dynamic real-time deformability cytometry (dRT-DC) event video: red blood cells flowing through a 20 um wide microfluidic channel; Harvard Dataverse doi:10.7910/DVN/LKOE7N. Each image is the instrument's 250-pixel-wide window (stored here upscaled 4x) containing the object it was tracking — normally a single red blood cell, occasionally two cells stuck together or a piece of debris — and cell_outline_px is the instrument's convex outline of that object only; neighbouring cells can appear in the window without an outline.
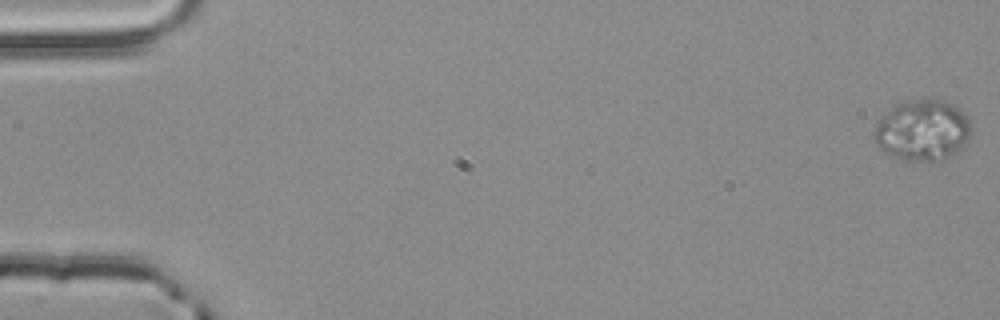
{"species": "common noctule bat (a hibernating species)", "species_latin": "Nyctalus noctula", "temperature_condition": "room temperature", "stored_images_in_passage": 56, "camera_frame_rate_fps": 3000, "um_per_image_px": 0.085, "animal": {"sex": "male", "body_mass_g": 20.4}, "frame": {"image": 1, "passage_image": 1, "time_ms": 0.0, "image_size_px": [1000, 320], "cell_outline_px": [[972, 132], [964, 144], [956, 152], [944, 160], [900, 160], [888, 156], [872, 140], [872, 132], [876, 124], [884, 112], [896, 104], [904, 100], [944, 100], [952, 104], [968, 116], [972, 128]], "centroid_in_image_um": [78.37, 11.08], "position_along_channel_um": 6.6, "area_um2": 34.91}}
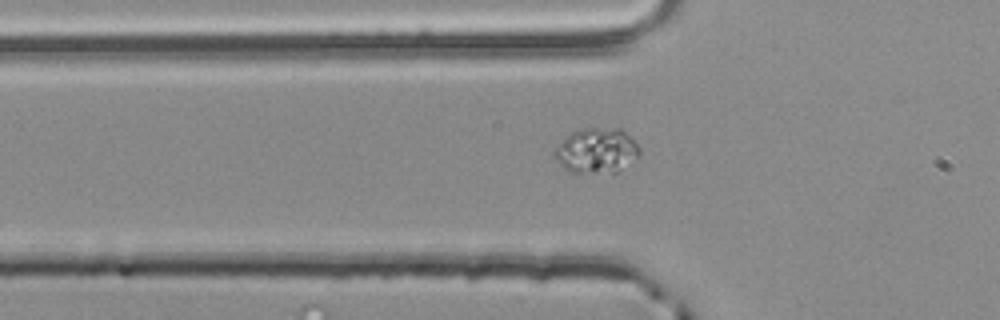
{"frame": {"image": 2, "passage_image": 20, "time_ms": 6.333, "image_size_px": [1000, 320], "cell_outline_px": [[640, 156], [616, 172], [568, 172], [552, 156], [552, 148], [572, 132], [584, 128], [620, 128], [640, 148]], "centroid_in_image_um": [50.65, 12.8], "position_along_channel_um": 75.1, "area_um2": 22.31}}
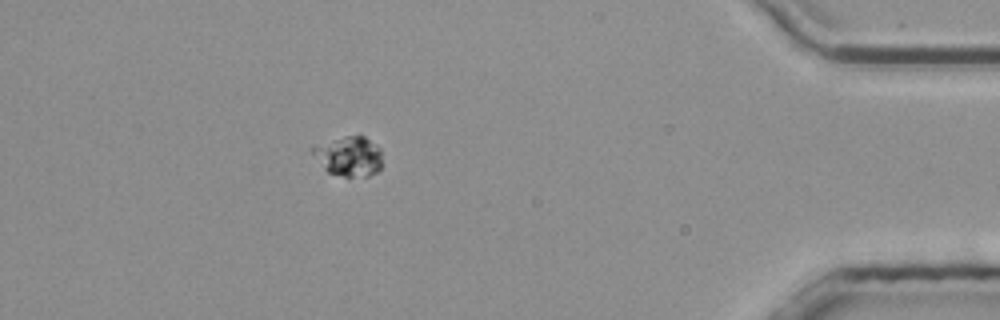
{"frame": {"image": 3, "passage_image": 50, "time_ms": 16.333, "image_size_px": [1000, 320], "cell_outline_px": [[380, 168], [376, 172], [368, 176], [348, 180], [328, 172], [324, 168], [312, 152], [312, 144], [344, 136], [364, 136], [380, 148]], "centroid_in_image_um": [29.62, 13.31], "position_along_channel_um": 405.6, "area_um2": 16.47}, "authors_computed_cell_mechanics": {"area_um2": 17.5423, "velocity_mm_per_s": 3.7962, "shape_relaxation_time_tau1_ms": null, "shape_relaxation_time_tau2_ms": 4.9924, "deformation_change_tau1": null, "deformation_change_tau2": 0.0342}}